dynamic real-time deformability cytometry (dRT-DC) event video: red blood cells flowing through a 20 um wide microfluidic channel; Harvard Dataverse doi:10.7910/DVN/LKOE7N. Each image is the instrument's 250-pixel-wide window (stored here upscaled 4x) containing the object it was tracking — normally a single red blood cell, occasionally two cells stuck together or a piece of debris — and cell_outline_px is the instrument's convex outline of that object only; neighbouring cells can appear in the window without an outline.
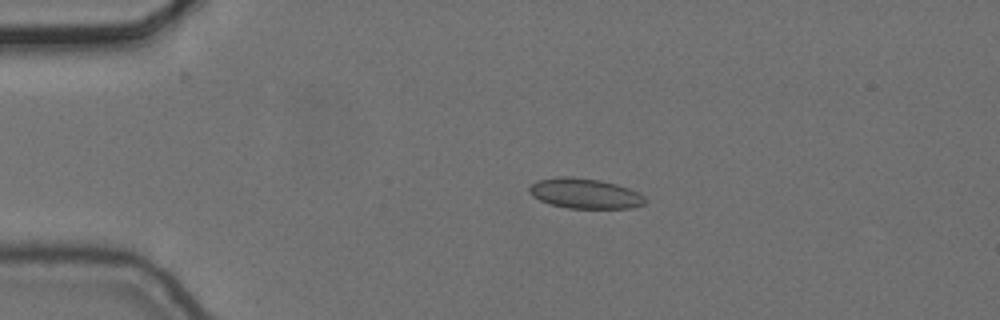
{"species": "common noctule bat (a hibernating species)", "species_latin": "Nyctalus noctula", "temperature_condition": "cold", "stored_images_in_passage": 6, "camera_frame_rate_fps": 3000, "um_per_image_px": 0.085, "animal": {"sex": "female", "body_mass_g": 24.6, "forearm_length_mm": 56.2}, "frame": {"image": 1, "passage_image": 3, "time_ms": 0.667, "image_size_px": [1000, 320], "cell_outline_px": [[644, 204], [632, 208], [568, 208], [552, 204], [540, 200], [532, 196], [528, 192], [528, 188], [536, 180], [560, 176], [572, 176], [600, 180], [616, 184], [628, 188], [644, 196]], "centroid_in_image_um": [49.67, 16.43], "position_along_channel_um": 35.3, "area_um2": 20.29}}
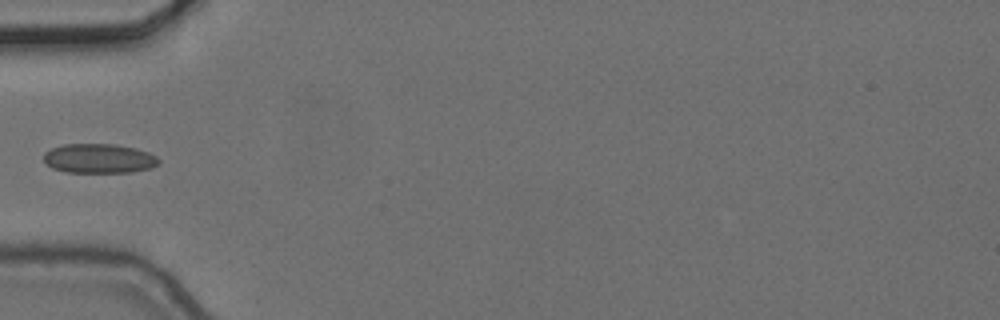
{"frame": {"image": 2, "passage_image": 5, "time_ms": 1.333, "image_size_px": [1000, 320], "cell_outline_px": [[160, 164], [152, 168], [132, 172], [64, 172], [52, 168], [44, 160], [44, 152], [52, 148], [64, 144], [116, 144], [136, 148], [148, 152], [156, 156], [160, 160]], "centroid_in_image_um": [8.45, 13.47], "position_along_channel_um": 76.6, "area_um2": 19.88}}
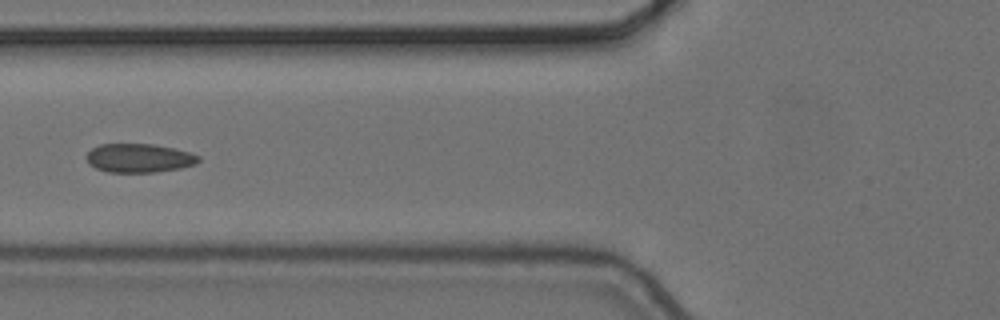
{"frame": {"image": 3, "passage_image": 6, "time_ms": 1.667, "image_size_px": [1000, 320], "cell_outline_px": [[200, 160], [196, 164], [180, 168], [156, 172], [108, 172], [96, 168], [88, 164], [88, 152], [92, 148], [100, 144], [152, 144], [176, 148], [200, 156]], "centroid_in_image_um": [11.84, 13.43], "position_along_channel_um": 114.0, "area_um2": 18.79}}